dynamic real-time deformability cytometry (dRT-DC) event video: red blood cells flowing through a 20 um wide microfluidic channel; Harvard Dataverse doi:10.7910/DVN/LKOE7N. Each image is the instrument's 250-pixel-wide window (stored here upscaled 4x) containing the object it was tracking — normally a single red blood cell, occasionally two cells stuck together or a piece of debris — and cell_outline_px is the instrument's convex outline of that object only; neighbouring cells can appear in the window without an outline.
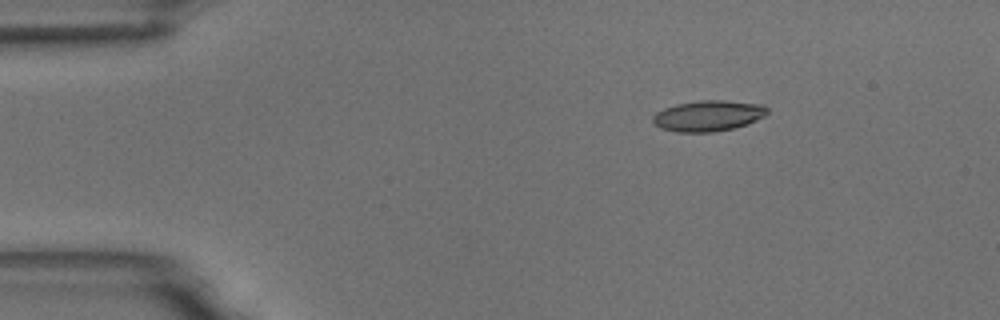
{"species": "common noctule bat (a hibernating species)", "species_latin": "Nyctalus noctula", "temperature_condition": "room temperature", "stored_images_in_passage": 3, "camera_frame_rate_fps": 3000, "um_per_image_px": 0.085, "animal": {"sex": "male", "body_mass_g": 18.8}, "frame": {"image": 1, "passage_image": 1, "time_ms": 0.0, "image_size_px": [1000, 320], "cell_outline_px": [[768, 112], [764, 116], [748, 124], [732, 128], [712, 132], [676, 132], [660, 128], [652, 120], [652, 116], [656, 112], [664, 108], [676, 104], [700, 100], [724, 100], [764, 104], [768, 108]], "centroid_in_image_um": [60.2, 9.83], "position_along_channel_um": 24.8, "area_um2": 20.63}}